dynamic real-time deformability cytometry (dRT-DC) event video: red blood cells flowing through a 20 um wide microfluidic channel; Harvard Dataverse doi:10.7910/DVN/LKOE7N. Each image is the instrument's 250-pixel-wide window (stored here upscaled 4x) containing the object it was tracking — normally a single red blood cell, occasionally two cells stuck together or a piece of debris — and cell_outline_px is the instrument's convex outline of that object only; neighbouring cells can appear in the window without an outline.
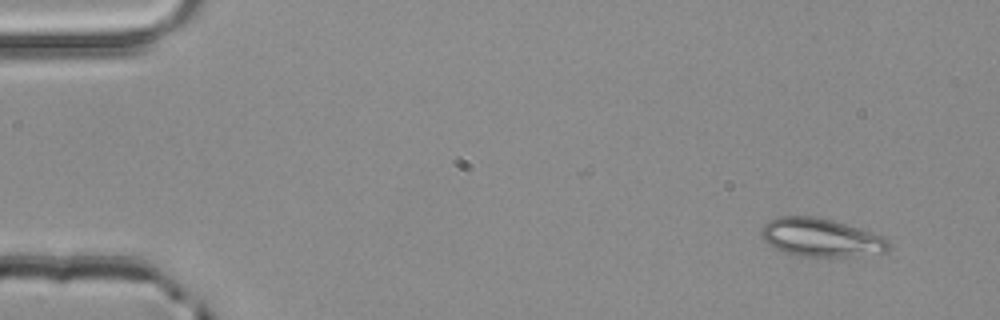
{"species": "common noctule bat (a hibernating species)", "species_latin": "Nyctalus noctula", "temperature_condition": "room temperature", "stored_images_in_passage": 3, "camera_frame_rate_fps": 3000, "um_per_image_px": 0.085, "animal": {"sex": "male", "body_mass_g": 20.4}, "frame": {"image": 1, "passage_image": 1, "time_ms": 0.0, "image_size_px": [1000, 320], "cell_outline_px": [[888, 252], [828, 260], [800, 256], [784, 252], [768, 244], [760, 236], [760, 228], [768, 220], [776, 216], [816, 216], [832, 220], [884, 236], [888, 240]], "centroid_in_image_um": [69.76, 20.23], "position_along_channel_um": 15.2, "area_um2": 29.36}}